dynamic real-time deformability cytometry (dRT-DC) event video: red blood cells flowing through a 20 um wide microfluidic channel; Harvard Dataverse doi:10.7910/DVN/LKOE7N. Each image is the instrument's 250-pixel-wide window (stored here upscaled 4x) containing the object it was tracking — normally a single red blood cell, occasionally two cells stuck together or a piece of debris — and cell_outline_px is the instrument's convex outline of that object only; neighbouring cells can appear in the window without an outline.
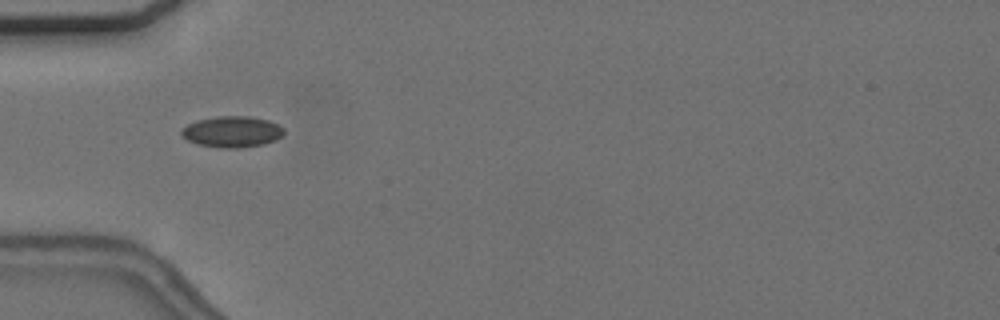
{"species": "common noctule bat (a hibernating species)", "species_latin": "Nyctalus noctula", "temperature_condition": "cold", "stored_images_in_passage": 56, "camera_frame_rate_fps": 3000, "um_per_image_px": 0.085, "animal": {"sex": "female", "body_mass_g": 24.6, "forearm_length_mm": 56.2}, "frame": {"image": 1, "passage_image": 18, "time_ms": 5.667, "image_size_px": [1000, 320], "cell_outline_px": [[284, 132], [276, 140], [264, 144], [240, 148], [220, 148], [196, 144], [180, 136], [180, 132], [188, 124], [196, 120], [216, 116], [248, 116], [268, 120], [284, 128]], "centroid_in_image_um": [19.7, 11.2], "position_along_channel_um": 65.3, "area_um2": 18.67}}
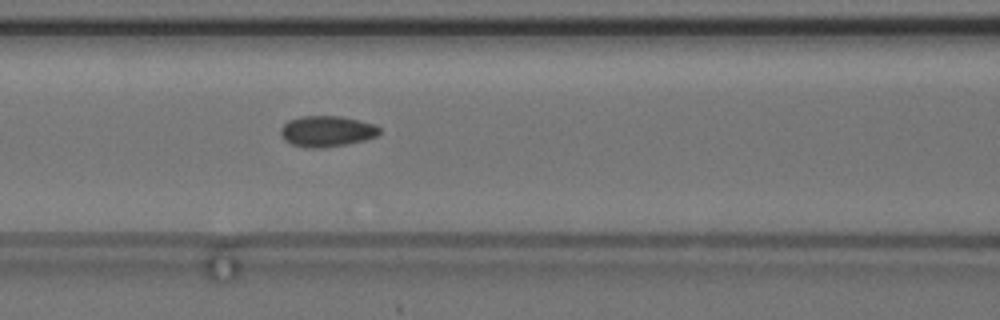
{"frame": {"image": 2, "passage_image": 24, "time_ms": 7.667, "image_size_px": [1000, 320], "cell_outline_px": [[380, 132], [376, 136], [364, 140], [348, 144], [324, 148], [308, 148], [292, 144], [284, 140], [280, 132], [280, 128], [288, 120], [300, 116], [340, 116], [360, 120], [376, 124], [380, 128]], "centroid_in_image_um": [27.78, 11.15], "position_along_channel_um": 138.8, "area_um2": 17.98}}
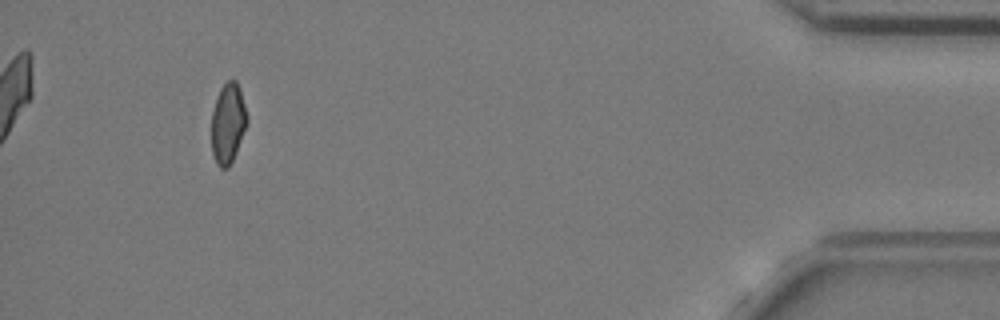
{"frame": {"image": 3, "passage_image": 52, "time_ms": 17.0, "image_size_px": [1000, 320], "cell_outline_px": [[248, 124], [236, 152], [228, 168], [220, 168], [216, 164], [212, 152], [212, 112], [220, 88], [228, 80], [236, 80], [240, 88], [248, 116]], "centroid_in_image_um": [19.39, 10.48], "position_along_channel_um": 415.8, "area_um2": 16.7}, "authors_computed_cell_mechanics": {"area_um2": 17.5134, "velocity_mm_per_s": 3.6966, "shape_relaxation_time_tau1_ms": null, "shape_relaxation_time_tau2_ms": 2.3248, "deformation_change_tau1": null, "deformation_change_tau2": 0.084}}